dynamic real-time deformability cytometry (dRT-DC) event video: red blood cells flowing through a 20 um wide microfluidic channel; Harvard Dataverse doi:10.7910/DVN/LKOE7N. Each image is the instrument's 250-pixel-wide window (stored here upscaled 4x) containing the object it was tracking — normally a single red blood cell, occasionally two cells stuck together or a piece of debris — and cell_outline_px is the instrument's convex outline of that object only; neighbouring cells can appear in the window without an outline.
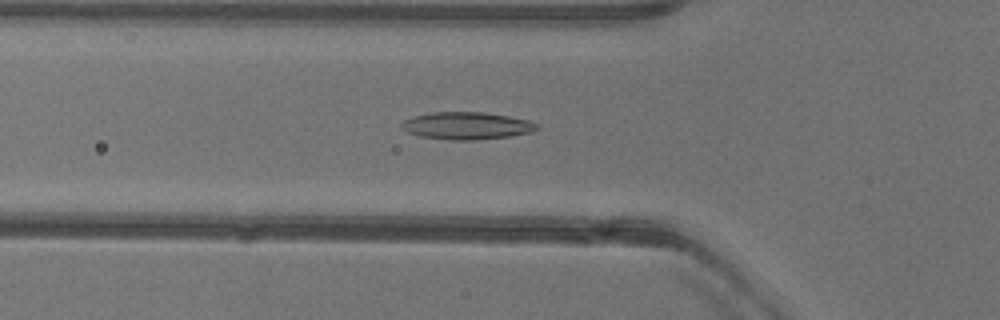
{"species": "common noctule bat (a hibernating species)", "species_latin": "Nyctalus noctula", "temperature_condition": "warm", "stored_images_in_passage": 15, "camera_frame_rate_fps": 3000, "um_per_image_px": 0.085, "animal": {"sex": "female"}, "frame": {"image": 1, "passage_image": 4, "time_ms": 1.0, "image_size_px": [1000, 320], "cell_outline_px": [[540, 128], [532, 132], [508, 136], [476, 140], [448, 140], [420, 136], [408, 132], [400, 128], [400, 124], [404, 120], [412, 116], [432, 112], [484, 112], [508, 116], [528, 120], [540, 124]], "centroid_in_image_um": [39.67, 10.68], "position_along_channel_um": 86.1, "area_um2": 21.73}}
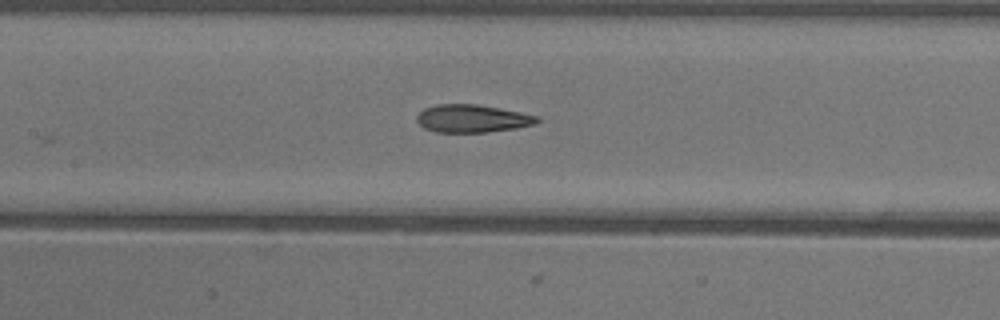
{"frame": {"image": 2, "passage_image": 10, "time_ms": 3.0, "image_size_px": [1000, 320], "cell_outline_px": [[540, 120], [536, 124], [516, 128], [488, 132], [436, 132], [424, 128], [416, 120], [416, 116], [424, 108], [436, 104], [476, 104], [520, 112], [540, 116]], "centroid_in_image_um": [40.15, 10.07], "position_along_channel_um": 167.3, "area_um2": 19.54}}
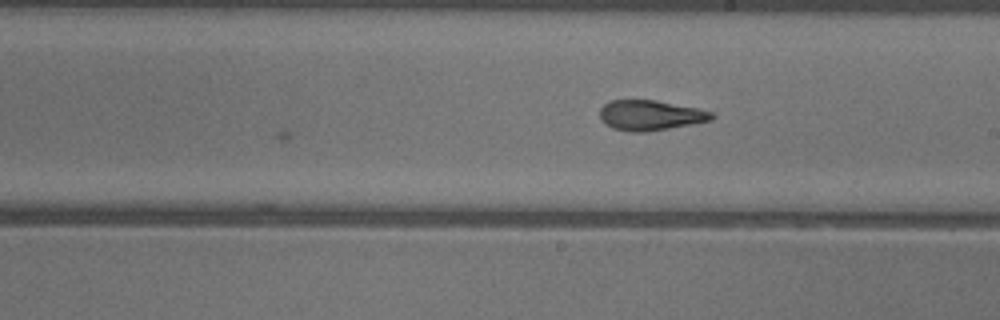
{"frame": {"image": 3, "passage_image": 15, "time_ms": 4.667, "image_size_px": [1000, 320], "cell_outline_px": [[716, 116], [712, 120], [692, 124], [644, 132], [632, 132], [612, 128], [604, 124], [600, 120], [600, 108], [608, 100], [656, 100], [696, 108], [712, 112]], "centroid_in_image_um": [55.24, 9.8], "position_along_channel_um": 233.8, "area_um2": 19.71}}